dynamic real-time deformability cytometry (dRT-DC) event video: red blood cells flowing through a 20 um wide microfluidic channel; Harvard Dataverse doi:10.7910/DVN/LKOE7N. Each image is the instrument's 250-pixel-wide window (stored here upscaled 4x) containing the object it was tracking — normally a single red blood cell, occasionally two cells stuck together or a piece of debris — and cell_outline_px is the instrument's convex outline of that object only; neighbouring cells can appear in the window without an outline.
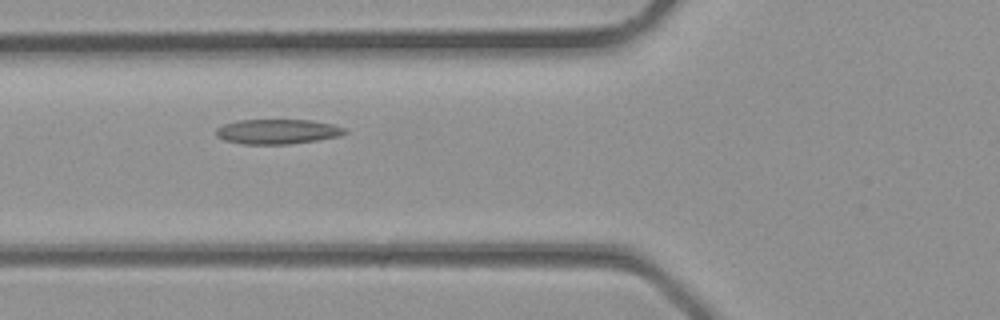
{"species": "common noctule bat (a hibernating species)", "species_latin": "Nyctalus noctula", "temperature_condition": "room temperature", "stored_images_in_passage": 16, "camera_frame_rate_fps": 3000, "um_per_image_px": 0.085, "animal": {"sex": "male", "body_mass_g": 23.1, "forearm_length_mm": 52.7}, "frame": {"image": 1, "passage_image": 3, "time_ms": 0.667, "image_size_px": [1000, 320], "cell_outline_px": [[348, 132], [340, 136], [316, 140], [288, 144], [244, 144], [224, 140], [216, 136], [216, 128], [224, 124], [236, 120], [312, 120], [332, 124], [344, 128]], "centroid_in_image_um": [23.57, 11.18], "position_along_channel_um": 102.2, "area_um2": 18.61}}
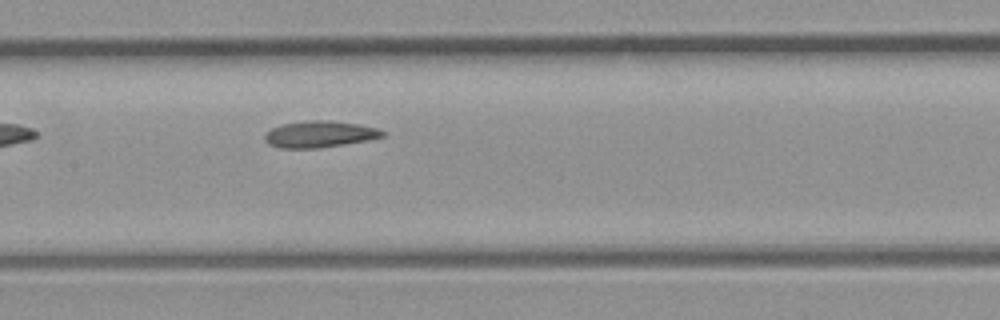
{"frame": {"image": 2, "passage_image": 7, "time_ms": 2.0, "image_size_px": [1000, 320], "cell_outline_px": [[388, 132], [384, 136], [368, 140], [320, 148], [280, 148], [268, 144], [264, 140], [264, 132], [272, 128], [284, 124], [308, 120], [328, 120], [356, 124], [380, 128]], "centroid_in_image_um": [27.17, 11.41], "position_along_channel_um": 180.2, "area_um2": 18.32}}
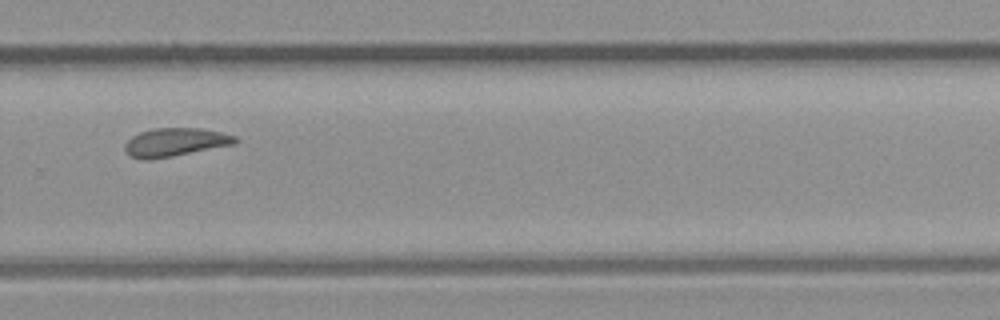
{"frame": {"image": 3, "passage_image": 14, "time_ms": 4.333, "image_size_px": [1000, 320], "cell_outline_px": [[240, 140], [236, 144], [152, 160], [144, 160], [132, 156], [124, 148], [124, 144], [132, 136], [140, 132], [152, 128], [200, 128], [220, 132], [236, 136]], "centroid_in_image_um": [14.92, 12.09], "position_along_channel_um": 314.9, "area_um2": 18.32}}